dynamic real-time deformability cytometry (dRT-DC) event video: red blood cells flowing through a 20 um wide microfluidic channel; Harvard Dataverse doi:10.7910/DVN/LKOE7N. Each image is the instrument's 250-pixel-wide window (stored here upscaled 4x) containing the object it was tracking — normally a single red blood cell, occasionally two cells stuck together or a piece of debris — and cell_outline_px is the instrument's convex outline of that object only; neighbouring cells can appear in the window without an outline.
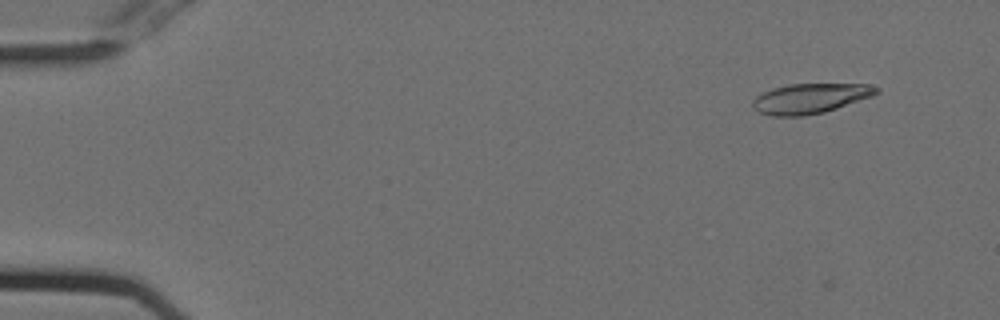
{"species": "Egyptian fruit bat (a non-hibernating species)", "species_latin": "Rousettus aegyptiacus", "temperature_condition": "cold", "stored_images_in_passage": 17, "camera_frame_rate_fps": 3000, "um_per_image_px": 0.085, "animal": {"sex": "female"}, "frame": {"image": 1, "passage_image": 5, "time_ms": 1.333, "image_size_px": [1000, 320], "cell_outline_px": [[880, 92], [872, 96], [824, 112], [804, 116], [772, 116], [760, 112], [752, 108], [752, 100], [756, 96], [772, 88], [788, 84], [868, 84], [880, 88]], "centroid_in_image_um": [68.85, 8.36], "position_along_channel_um": 16.1, "area_um2": 21.62}}
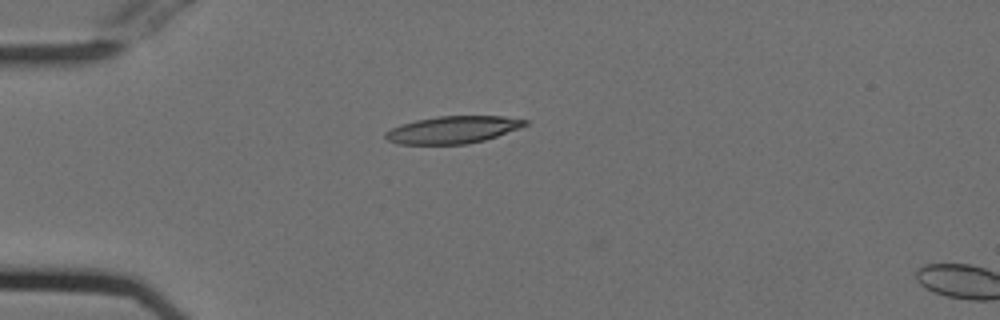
{"frame": {"image": 2, "passage_image": 15, "time_ms": 4.667, "image_size_px": [1000, 320], "cell_outline_px": [[528, 124], [520, 128], [484, 140], [468, 144], [400, 144], [388, 140], [384, 136], [384, 132], [392, 128], [416, 120], [436, 116], [504, 116], [528, 120]], "centroid_in_image_um": [38.51, 11.02], "position_along_channel_um": 46.5, "area_um2": 22.08}}